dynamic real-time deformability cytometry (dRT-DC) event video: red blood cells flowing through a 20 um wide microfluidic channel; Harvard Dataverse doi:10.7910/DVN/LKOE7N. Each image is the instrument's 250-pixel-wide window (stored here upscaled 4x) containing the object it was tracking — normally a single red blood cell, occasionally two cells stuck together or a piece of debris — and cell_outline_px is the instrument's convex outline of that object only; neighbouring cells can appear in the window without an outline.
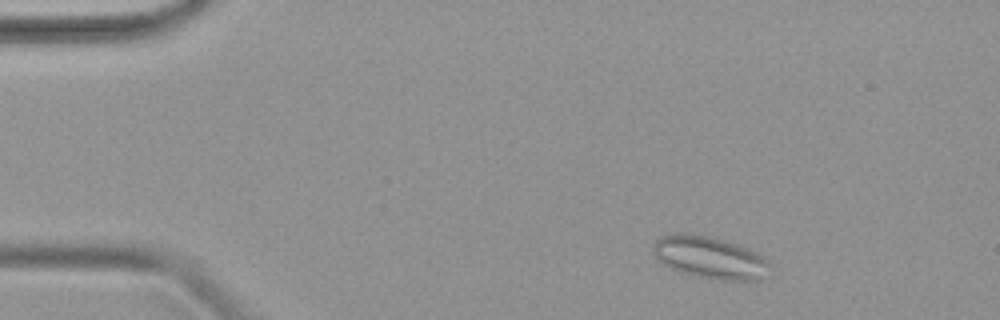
{"species": "common noctule bat (a hibernating species)", "species_latin": "Nyctalus noctula", "temperature_condition": "warm", "stored_images_in_passage": 45, "camera_frame_rate_fps": 3000, "um_per_image_px": 0.085, "animal": {"sex": "female", "body_mass_g": 19.9}, "frame": {"image": 1, "passage_image": 4, "time_ms": 1.0, "image_size_px": [1000, 320], "cell_outline_px": [[772, 268], [756, 280], [720, 280], [680, 272], [664, 264], [656, 256], [652, 248], [652, 244], [660, 236], [676, 232], [684, 232], [712, 236], [748, 248], [764, 256], [768, 260]], "centroid_in_image_um": [60.33, 21.85], "position_along_channel_um": 24.7, "area_um2": 28.73}}
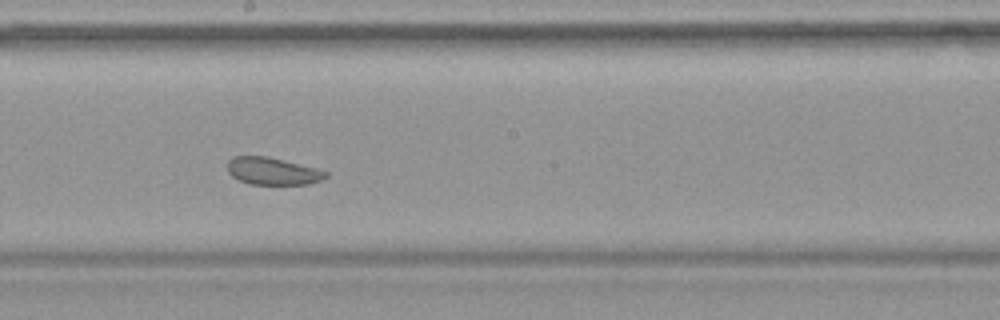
{"frame": {"image": 2, "passage_image": 24, "time_ms": 7.667, "image_size_px": [1000, 320], "cell_outline_px": [[328, 176], [320, 180], [308, 184], [252, 184], [240, 180], [232, 176], [228, 172], [228, 160], [232, 156], [268, 156], [316, 168], [328, 172]], "centroid_in_image_um": [23.17, 14.53], "position_along_channel_um": 225.0, "area_um2": 15.55}}
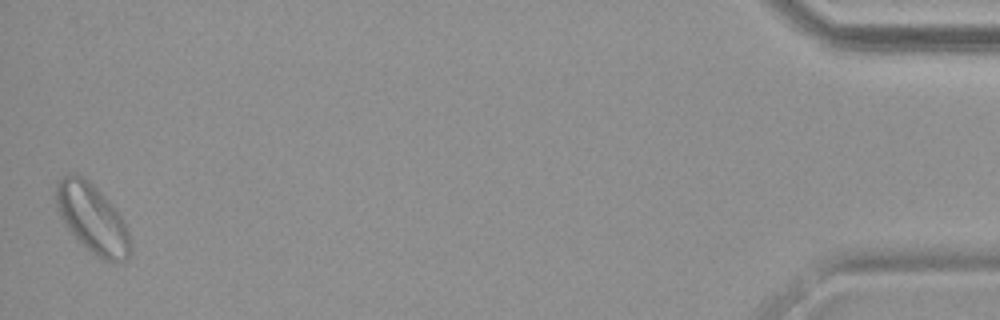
{"frame": {"image": 3, "passage_image": 45, "time_ms": 14.667, "image_size_px": [1000, 320], "cell_outline_px": [[132, 252], [128, 260], [124, 264], [112, 264], [96, 256], [64, 224], [56, 208], [56, 180], [68, 172], [80, 176], [88, 180], [100, 192], [124, 220], [128, 232], [132, 248]], "centroid_in_image_um": [7.87, 18.62], "position_along_channel_um": 427.3, "area_um2": 29.94}}